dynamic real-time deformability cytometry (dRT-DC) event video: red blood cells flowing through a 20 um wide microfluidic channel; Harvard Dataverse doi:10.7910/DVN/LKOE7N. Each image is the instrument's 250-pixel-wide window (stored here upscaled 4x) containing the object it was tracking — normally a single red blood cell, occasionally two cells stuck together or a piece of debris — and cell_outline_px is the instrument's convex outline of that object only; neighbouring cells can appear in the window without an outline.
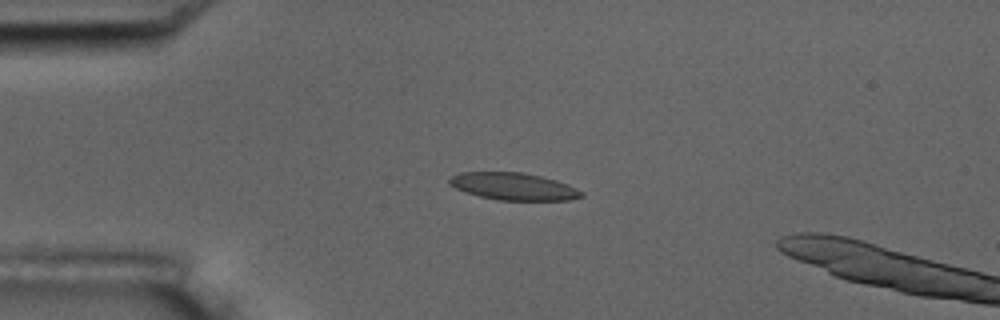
{"species": "common noctule bat (a hibernating species)", "species_latin": "Nyctalus noctula", "temperature_condition": "room temperature", "stored_images_in_passage": 5, "camera_frame_rate_fps": 3000, "um_per_image_px": 0.085, "animal": {"sex": "male", "body_mass_g": 17.5, "forearm_length_mm": 52.3}, "frame": {"image": 1, "passage_image": 4, "time_ms": 3.333, "image_size_px": [1000, 320], "cell_outline_px": [[584, 196], [568, 200], [500, 200], [480, 196], [456, 188], [448, 184], [448, 180], [452, 176], [460, 172], [524, 172], [556, 180], [568, 184], [584, 192]], "centroid_in_image_um": [43.67, 15.84], "position_along_channel_um": 41.3, "area_um2": 20.87}}